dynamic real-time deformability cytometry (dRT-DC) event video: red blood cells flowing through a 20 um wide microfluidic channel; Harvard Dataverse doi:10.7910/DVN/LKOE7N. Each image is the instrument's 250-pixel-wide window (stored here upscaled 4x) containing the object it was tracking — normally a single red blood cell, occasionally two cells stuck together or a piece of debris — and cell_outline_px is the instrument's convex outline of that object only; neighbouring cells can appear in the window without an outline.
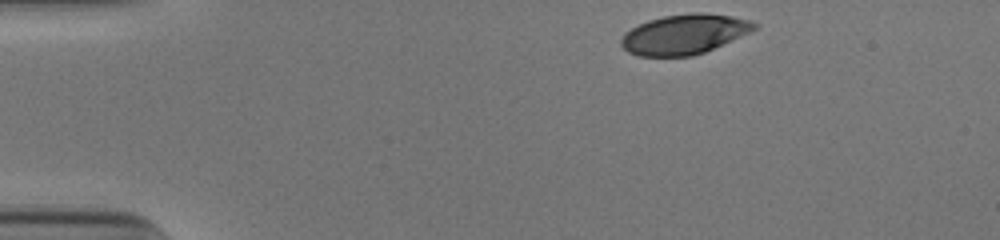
{"species": "human", "species_latin": "Homo sapiens", "temperature_condition": "cold", "stored_images_in_passage": 36, "camera_frame_rate_fps": 3000, "um_per_image_px": 0.085, "donor": {"sex": "male"}, "frame": {"image": 1, "passage_image": 1, "time_ms": 0.0, "image_size_px": [1000, 240], "cell_outline_px": [[760, 24], [756, 28], [748, 32], [704, 52], [692, 56], [636, 56], [628, 52], [620, 44], [620, 40], [624, 32], [648, 20], [664, 16], [692, 12], [704, 12], [732, 16], [752, 20]], "centroid_in_image_um": [58.14, 2.9], "position_along_channel_um": 26.9, "area_um2": 30.87}}
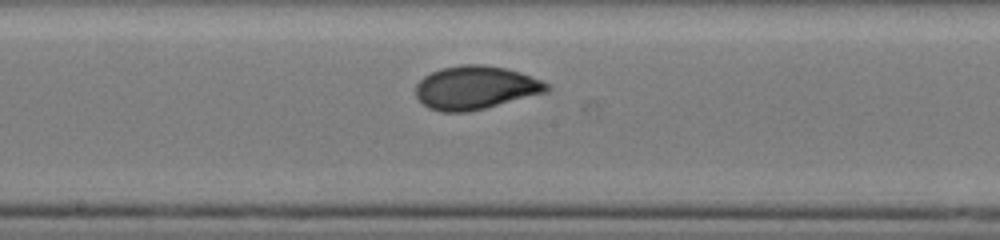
{"frame": {"image": 2, "passage_image": 21, "time_ms": 6.667, "image_size_px": [1000, 240], "cell_outline_px": [[552, 88], [548, 92], [468, 112], [440, 112], [428, 108], [416, 96], [416, 84], [424, 76], [440, 68], [464, 64], [480, 64], [508, 68], [520, 72], [540, 80], [548, 84]], "centroid_in_image_um": [40.42, 7.45], "position_along_channel_um": 207.8, "area_um2": 33.18}}
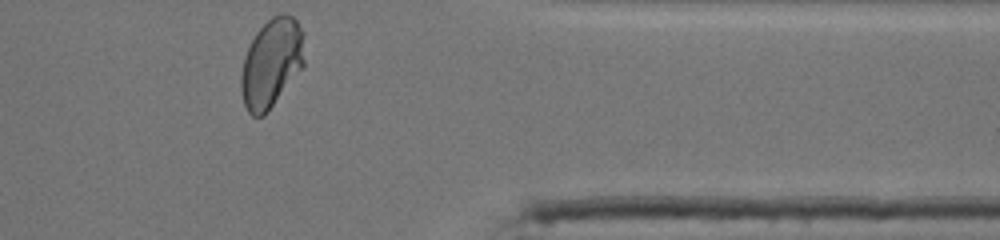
{"frame": {"image": 3, "passage_image": 36, "time_ms": 11.667, "image_size_px": [1000, 240], "cell_outline_px": [[304, 68], [268, 112], [264, 116], [252, 116], [248, 112], [244, 104], [240, 88], [240, 76], [244, 56], [256, 32], [272, 16], [280, 12], [292, 16], [296, 20], [304, 32]], "centroid_in_image_um": [23.09, 5.38], "position_along_channel_um": 388.3, "area_um2": 33.41}, "authors_computed_cell_mechanics": {"area_um2": 32.6281, "velocity_mm_per_s": 3.8964, "shape_relaxation_time_tau1_ms": 4.2806, "shape_relaxation_time_tau2_ms": null, "deformation_change_tau1": 0.1791, "deformation_change_tau2": null}}